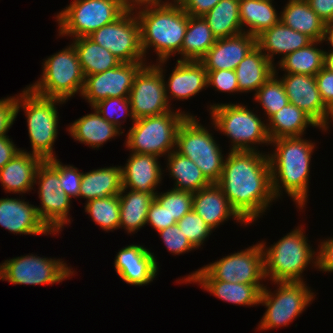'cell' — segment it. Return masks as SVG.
Returning <instances> with one entry per match:
<instances>
[{
    "instance_id": "cell-27",
    "label": "cell",
    "mask_w": 333,
    "mask_h": 333,
    "mask_svg": "<svg viewBox=\"0 0 333 333\" xmlns=\"http://www.w3.org/2000/svg\"><path fill=\"white\" fill-rule=\"evenodd\" d=\"M280 21L312 41H324L326 23L312 10L307 0H288Z\"/></svg>"
},
{
    "instance_id": "cell-7",
    "label": "cell",
    "mask_w": 333,
    "mask_h": 333,
    "mask_svg": "<svg viewBox=\"0 0 333 333\" xmlns=\"http://www.w3.org/2000/svg\"><path fill=\"white\" fill-rule=\"evenodd\" d=\"M212 125L215 130L231 139L232 151H257L254 145H270L267 124L247 106L241 104L210 105ZM254 147H253V146Z\"/></svg>"
},
{
    "instance_id": "cell-6",
    "label": "cell",
    "mask_w": 333,
    "mask_h": 333,
    "mask_svg": "<svg viewBox=\"0 0 333 333\" xmlns=\"http://www.w3.org/2000/svg\"><path fill=\"white\" fill-rule=\"evenodd\" d=\"M179 111L136 119L127 133L126 148L137 154L168 156L176 148L179 126L187 116H192Z\"/></svg>"
},
{
    "instance_id": "cell-56",
    "label": "cell",
    "mask_w": 333,
    "mask_h": 333,
    "mask_svg": "<svg viewBox=\"0 0 333 333\" xmlns=\"http://www.w3.org/2000/svg\"><path fill=\"white\" fill-rule=\"evenodd\" d=\"M324 41L330 43L331 49H333V22L326 24V34Z\"/></svg>"
},
{
    "instance_id": "cell-22",
    "label": "cell",
    "mask_w": 333,
    "mask_h": 333,
    "mask_svg": "<svg viewBox=\"0 0 333 333\" xmlns=\"http://www.w3.org/2000/svg\"><path fill=\"white\" fill-rule=\"evenodd\" d=\"M158 156L131 153L122 168V188L156 195V187L162 181V169Z\"/></svg>"
},
{
    "instance_id": "cell-44",
    "label": "cell",
    "mask_w": 333,
    "mask_h": 333,
    "mask_svg": "<svg viewBox=\"0 0 333 333\" xmlns=\"http://www.w3.org/2000/svg\"><path fill=\"white\" fill-rule=\"evenodd\" d=\"M177 225L195 248H199L212 232V229L194 210L186 213L177 221Z\"/></svg>"
},
{
    "instance_id": "cell-54",
    "label": "cell",
    "mask_w": 333,
    "mask_h": 333,
    "mask_svg": "<svg viewBox=\"0 0 333 333\" xmlns=\"http://www.w3.org/2000/svg\"><path fill=\"white\" fill-rule=\"evenodd\" d=\"M21 149L17 148L9 136L0 137V169H2Z\"/></svg>"
},
{
    "instance_id": "cell-43",
    "label": "cell",
    "mask_w": 333,
    "mask_h": 333,
    "mask_svg": "<svg viewBox=\"0 0 333 333\" xmlns=\"http://www.w3.org/2000/svg\"><path fill=\"white\" fill-rule=\"evenodd\" d=\"M92 108H95L97 112L106 119L109 123L115 125L121 130L120 118L126 119V116L131 117L132 122L135 118L132 113L129 98L111 97L96 103ZM125 113V114H123ZM122 115V116H121ZM120 117V118H119Z\"/></svg>"
},
{
    "instance_id": "cell-35",
    "label": "cell",
    "mask_w": 333,
    "mask_h": 333,
    "mask_svg": "<svg viewBox=\"0 0 333 333\" xmlns=\"http://www.w3.org/2000/svg\"><path fill=\"white\" fill-rule=\"evenodd\" d=\"M74 39L72 44L76 49L84 77L102 73L121 63L109 50L95 43L89 37Z\"/></svg>"
},
{
    "instance_id": "cell-1",
    "label": "cell",
    "mask_w": 333,
    "mask_h": 333,
    "mask_svg": "<svg viewBox=\"0 0 333 333\" xmlns=\"http://www.w3.org/2000/svg\"><path fill=\"white\" fill-rule=\"evenodd\" d=\"M217 184L247 224L260 218L269 204L275 201L269 156L259 150H230Z\"/></svg>"
},
{
    "instance_id": "cell-52",
    "label": "cell",
    "mask_w": 333,
    "mask_h": 333,
    "mask_svg": "<svg viewBox=\"0 0 333 333\" xmlns=\"http://www.w3.org/2000/svg\"><path fill=\"white\" fill-rule=\"evenodd\" d=\"M220 0H179V4L190 15L194 17H203Z\"/></svg>"
},
{
    "instance_id": "cell-9",
    "label": "cell",
    "mask_w": 333,
    "mask_h": 333,
    "mask_svg": "<svg viewBox=\"0 0 333 333\" xmlns=\"http://www.w3.org/2000/svg\"><path fill=\"white\" fill-rule=\"evenodd\" d=\"M212 135L195 116H187L178 128L175 151L195 162L210 183H218L225 159Z\"/></svg>"
},
{
    "instance_id": "cell-5",
    "label": "cell",
    "mask_w": 333,
    "mask_h": 333,
    "mask_svg": "<svg viewBox=\"0 0 333 333\" xmlns=\"http://www.w3.org/2000/svg\"><path fill=\"white\" fill-rule=\"evenodd\" d=\"M66 101L46 98L35 94L29 87L17 96L16 114L23 109L26 114L32 154L43 160L55 158L53 145L58 134V111L56 105Z\"/></svg>"
},
{
    "instance_id": "cell-16",
    "label": "cell",
    "mask_w": 333,
    "mask_h": 333,
    "mask_svg": "<svg viewBox=\"0 0 333 333\" xmlns=\"http://www.w3.org/2000/svg\"><path fill=\"white\" fill-rule=\"evenodd\" d=\"M36 182L39 185L38 194L41 200V206H36L38 215L46 226L56 234L63 229L65 224L70 223L68 213L71 209V199L60 187L58 170L48 160H43L38 166L35 184H37Z\"/></svg>"
},
{
    "instance_id": "cell-40",
    "label": "cell",
    "mask_w": 333,
    "mask_h": 333,
    "mask_svg": "<svg viewBox=\"0 0 333 333\" xmlns=\"http://www.w3.org/2000/svg\"><path fill=\"white\" fill-rule=\"evenodd\" d=\"M85 212L105 231L119 229V195L96 198L85 203Z\"/></svg>"
},
{
    "instance_id": "cell-21",
    "label": "cell",
    "mask_w": 333,
    "mask_h": 333,
    "mask_svg": "<svg viewBox=\"0 0 333 333\" xmlns=\"http://www.w3.org/2000/svg\"><path fill=\"white\" fill-rule=\"evenodd\" d=\"M0 225L14 234H54L39 217L36 206L18 198L0 199Z\"/></svg>"
},
{
    "instance_id": "cell-38",
    "label": "cell",
    "mask_w": 333,
    "mask_h": 333,
    "mask_svg": "<svg viewBox=\"0 0 333 333\" xmlns=\"http://www.w3.org/2000/svg\"><path fill=\"white\" fill-rule=\"evenodd\" d=\"M167 162L169 175L175 179L174 189L195 193L211 184L195 162L175 150L167 156Z\"/></svg>"
},
{
    "instance_id": "cell-11",
    "label": "cell",
    "mask_w": 333,
    "mask_h": 333,
    "mask_svg": "<svg viewBox=\"0 0 333 333\" xmlns=\"http://www.w3.org/2000/svg\"><path fill=\"white\" fill-rule=\"evenodd\" d=\"M186 278L188 280H222L231 283L261 284L265 279L264 255L261 244L250 246L245 250L233 253L208 264Z\"/></svg>"
},
{
    "instance_id": "cell-53",
    "label": "cell",
    "mask_w": 333,
    "mask_h": 333,
    "mask_svg": "<svg viewBox=\"0 0 333 333\" xmlns=\"http://www.w3.org/2000/svg\"><path fill=\"white\" fill-rule=\"evenodd\" d=\"M307 2L326 24L333 22V0H307Z\"/></svg>"
},
{
    "instance_id": "cell-18",
    "label": "cell",
    "mask_w": 333,
    "mask_h": 333,
    "mask_svg": "<svg viewBox=\"0 0 333 333\" xmlns=\"http://www.w3.org/2000/svg\"><path fill=\"white\" fill-rule=\"evenodd\" d=\"M289 102L308 114L321 128L329 109L323 103L315 76L284 74L281 79Z\"/></svg>"
},
{
    "instance_id": "cell-48",
    "label": "cell",
    "mask_w": 333,
    "mask_h": 333,
    "mask_svg": "<svg viewBox=\"0 0 333 333\" xmlns=\"http://www.w3.org/2000/svg\"><path fill=\"white\" fill-rule=\"evenodd\" d=\"M177 221L171 217L166 208L161 206L155 199L148 208L146 224H150L157 232L175 225Z\"/></svg>"
},
{
    "instance_id": "cell-3",
    "label": "cell",
    "mask_w": 333,
    "mask_h": 333,
    "mask_svg": "<svg viewBox=\"0 0 333 333\" xmlns=\"http://www.w3.org/2000/svg\"><path fill=\"white\" fill-rule=\"evenodd\" d=\"M301 137H282L271 140L275 146L273 153H268L271 167L272 192L277 200L282 188L297 207L303 209L308 198L309 172L311 155L315 143Z\"/></svg>"
},
{
    "instance_id": "cell-10",
    "label": "cell",
    "mask_w": 333,
    "mask_h": 333,
    "mask_svg": "<svg viewBox=\"0 0 333 333\" xmlns=\"http://www.w3.org/2000/svg\"><path fill=\"white\" fill-rule=\"evenodd\" d=\"M128 8L122 0H74L56 15L59 36L88 37Z\"/></svg>"
},
{
    "instance_id": "cell-58",
    "label": "cell",
    "mask_w": 333,
    "mask_h": 333,
    "mask_svg": "<svg viewBox=\"0 0 333 333\" xmlns=\"http://www.w3.org/2000/svg\"><path fill=\"white\" fill-rule=\"evenodd\" d=\"M329 119H331L330 120V122L331 121H333V106L331 107V108H329V112H328V116H327V119H326V122L324 123V125L321 127V128H319V129H322L323 131H327L328 130V128H329Z\"/></svg>"
},
{
    "instance_id": "cell-17",
    "label": "cell",
    "mask_w": 333,
    "mask_h": 333,
    "mask_svg": "<svg viewBox=\"0 0 333 333\" xmlns=\"http://www.w3.org/2000/svg\"><path fill=\"white\" fill-rule=\"evenodd\" d=\"M146 62L120 63L102 73L85 76L81 92L91 108L111 97L128 98L134 78Z\"/></svg>"
},
{
    "instance_id": "cell-50",
    "label": "cell",
    "mask_w": 333,
    "mask_h": 333,
    "mask_svg": "<svg viewBox=\"0 0 333 333\" xmlns=\"http://www.w3.org/2000/svg\"><path fill=\"white\" fill-rule=\"evenodd\" d=\"M315 78L323 103L329 109L333 106V72L323 67Z\"/></svg>"
},
{
    "instance_id": "cell-29",
    "label": "cell",
    "mask_w": 333,
    "mask_h": 333,
    "mask_svg": "<svg viewBox=\"0 0 333 333\" xmlns=\"http://www.w3.org/2000/svg\"><path fill=\"white\" fill-rule=\"evenodd\" d=\"M274 66L256 45L235 69L239 91L256 93L275 74Z\"/></svg>"
},
{
    "instance_id": "cell-49",
    "label": "cell",
    "mask_w": 333,
    "mask_h": 333,
    "mask_svg": "<svg viewBox=\"0 0 333 333\" xmlns=\"http://www.w3.org/2000/svg\"><path fill=\"white\" fill-rule=\"evenodd\" d=\"M17 97L0 99V137L7 136L6 133L16 119Z\"/></svg>"
},
{
    "instance_id": "cell-25",
    "label": "cell",
    "mask_w": 333,
    "mask_h": 333,
    "mask_svg": "<svg viewBox=\"0 0 333 333\" xmlns=\"http://www.w3.org/2000/svg\"><path fill=\"white\" fill-rule=\"evenodd\" d=\"M43 159L37 155L20 150L2 169L0 182L7 193L30 192L35 185V175Z\"/></svg>"
},
{
    "instance_id": "cell-2",
    "label": "cell",
    "mask_w": 333,
    "mask_h": 333,
    "mask_svg": "<svg viewBox=\"0 0 333 333\" xmlns=\"http://www.w3.org/2000/svg\"><path fill=\"white\" fill-rule=\"evenodd\" d=\"M132 8L138 9L135 14L140 24L141 48L145 57L150 47L154 48L159 61H168L172 54H181L188 13L179 2H151Z\"/></svg>"
},
{
    "instance_id": "cell-47",
    "label": "cell",
    "mask_w": 333,
    "mask_h": 333,
    "mask_svg": "<svg viewBox=\"0 0 333 333\" xmlns=\"http://www.w3.org/2000/svg\"><path fill=\"white\" fill-rule=\"evenodd\" d=\"M207 81L220 92H240L235 70L207 71Z\"/></svg>"
},
{
    "instance_id": "cell-28",
    "label": "cell",
    "mask_w": 333,
    "mask_h": 333,
    "mask_svg": "<svg viewBox=\"0 0 333 333\" xmlns=\"http://www.w3.org/2000/svg\"><path fill=\"white\" fill-rule=\"evenodd\" d=\"M75 120L69 125L68 131L75 141L92 148H99L107 140L124 133L115 125L104 119L97 110Z\"/></svg>"
},
{
    "instance_id": "cell-15",
    "label": "cell",
    "mask_w": 333,
    "mask_h": 333,
    "mask_svg": "<svg viewBox=\"0 0 333 333\" xmlns=\"http://www.w3.org/2000/svg\"><path fill=\"white\" fill-rule=\"evenodd\" d=\"M165 62L166 60H162L155 65L145 64L135 76L128 97L135 120L171 111L164 86Z\"/></svg>"
},
{
    "instance_id": "cell-12",
    "label": "cell",
    "mask_w": 333,
    "mask_h": 333,
    "mask_svg": "<svg viewBox=\"0 0 333 333\" xmlns=\"http://www.w3.org/2000/svg\"><path fill=\"white\" fill-rule=\"evenodd\" d=\"M279 288L272 293L264 287L260 294L259 304L266 306L257 329L268 330L287 326L306 309L315 297L314 292L305 282H273Z\"/></svg>"
},
{
    "instance_id": "cell-24",
    "label": "cell",
    "mask_w": 333,
    "mask_h": 333,
    "mask_svg": "<svg viewBox=\"0 0 333 333\" xmlns=\"http://www.w3.org/2000/svg\"><path fill=\"white\" fill-rule=\"evenodd\" d=\"M207 82V71L200 61L177 60L168 82H164L168 103L172 97L182 101L189 99L208 87Z\"/></svg>"
},
{
    "instance_id": "cell-14",
    "label": "cell",
    "mask_w": 333,
    "mask_h": 333,
    "mask_svg": "<svg viewBox=\"0 0 333 333\" xmlns=\"http://www.w3.org/2000/svg\"><path fill=\"white\" fill-rule=\"evenodd\" d=\"M62 259L25 255L5 260L0 265V280L12 284L50 285L63 282L74 275V270Z\"/></svg>"
},
{
    "instance_id": "cell-41",
    "label": "cell",
    "mask_w": 333,
    "mask_h": 333,
    "mask_svg": "<svg viewBox=\"0 0 333 333\" xmlns=\"http://www.w3.org/2000/svg\"><path fill=\"white\" fill-rule=\"evenodd\" d=\"M277 71L278 69L275 68V74L254 94L255 102L257 101L263 106L262 108L265 110L268 119L289 103L281 78H277Z\"/></svg>"
},
{
    "instance_id": "cell-46",
    "label": "cell",
    "mask_w": 333,
    "mask_h": 333,
    "mask_svg": "<svg viewBox=\"0 0 333 333\" xmlns=\"http://www.w3.org/2000/svg\"><path fill=\"white\" fill-rule=\"evenodd\" d=\"M157 233L161 236L167 250L175 255H180L195 249L177 223L175 225L168 226Z\"/></svg>"
},
{
    "instance_id": "cell-19",
    "label": "cell",
    "mask_w": 333,
    "mask_h": 333,
    "mask_svg": "<svg viewBox=\"0 0 333 333\" xmlns=\"http://www.w3.org/2000/svg\"><path fill=\"white\" fill-rule=\"evenodd\" d=\"M154 254L142 245H128L116 255L114 266L117 275L126 283L142 286L149 284L158 274Z\"/></svg>"
},
{
    "instance_id": "cell-4",
    "label": "cell",
    "mask_w": 333,
    "mask_h": 333,
    "mask_svg": "<svg viewBox=\"0 0 333 333\" xmlns=\"http://www.w3.org/2000/svg\"><path fill=\"white\" fill-rule=\"evenodd\" d=\"M302 228L298 226L268 248L264 241L260 243L266 278L273 282H303L302 273L305 268L311 262L317 267V252L308 243Z\"/></svg>"
},
{
    "instance_id": "cell-23",
    "label": "cell",
    "mask_w": 333,
    "mask_h": 333,
    "mask_svg": "<svg viewBox=\"0 0 333 333\" xmlns=\"http://www.w3.org/2000/svg\"><path fill=\"white\" fill-rule=\"evenodd\" d=\"M194 210L213 230L222 222L230 218L237 222L248 225L232 208L223 190L217 183H211L209 186L193 193Z\"/></svg>"
},
{
    "instance_id": "cell-36",
    "label": "cell",
    "mask_w": 333,
    "mask_h": 333,
    "mask_svg": "<svg viewBox=\"0 0 333 333\" xmlns=\"http://www.w3.org/2000/svg\"><path fill=\"white\" fill-rule=\"evenodd\" d=\"M217 41L203 17L188 14V25L178 60L199 61Z\"/></svg>"
},
{
    "instance_id": "cell-8",
    "label": "cell",
    "mask_w": 333,
    "mask_h": 333,
    "mask_svg": "<svg viewBox=\"0 0 333 333\" xmlns=\"http://www.w3.org/2000/svg\"><path fill=\"white\" fill-rule=\"evenodd\" d=\"M43 73L36 83L29 85L35 94L68 101L82 92L84 74L73 44L45 59Z\"/></svg>"
},
{
    "instance_id": "cell-13",
    "label": "cell",
    "mask_w": 333,
    "mask_h": 333,
    "mask_svg": "<svg viewBox=\"0 0 333 333\" xmlns=\"http://www.w3.org/2000/svg\"><path fill=\"white\" fill-rule=\"evenodd\" d=\"M133 11V8H128L114 22L102 26L88 36L95 43L109 50L122 63L146 60L141 48L139 20Z\"/></svg>"
},
{
    "instance_id": "cell-32",
    "label": "cell",
    "mask_w": 333,
    "mask_h": 333,
    "mask_svg": "<svg viewBox=\"0 0 333 333\" xmlns=\"http://www.w3.org/2000/svg\"><path fill=\"white\" fill-rule=\"evenodd\" d=\"M273 0H239L242 30L257 38L264 31L280 22ZM249 27L245 29L243 27ZM246 30V31H245Z\"/></svg>"
},
{
    "instance_id": "cell-59",
    "label": "cell",
    "mask_w": 333,
    "mask_h": 333,
    "mask_svg": "<svg viewBox=\"0 0 333 333\" xmlns=\"http://www.w3.org/2000/svg\"><path fill=\"white\" fill-rule=\"evenodd\" d=\"M160 1H162V0H151V2H160ZM172 1L178 2L179 0H172Z\"/></svg>"
},
{
    "instance_id": "cell-34",
    "label": "cell",
    "mask_w": 333,
    "mask_h": 333,
    "mask_svg": "<svg viewBox=\"0 0 333 333\" xmlns=\"http://www.w3.org/2000/svg\"><path fill=\"white\" fill-rule=\"evenodd\" d=\"M155 195L122 188L119 193L120 221L119 228L128 233H135L146 225L148 208L154 201Z\"/></svg>"
},
{
    "instance_id": "cell-51",
    "label": "cell",
    "mask_w": 333,
    "mask_h": 333,
    "mask_svg": "<svg viewBox=\"0 0 333 333\" xmlns=\"http://www.w3.org/2000/svg\"><path fill=\"white\" fill-rule=\"evenodd\" d=\"M317 256V269L324 272H333V238L320 243Z\"/></svg>"
},
{
    "instance_id": "cell-20",
    "label": "cell",
    "mask_w": 333,
    "mask_h": 333,
    "mask_svg": "<svg viewBox=\"0 0 333 333\" xmlns=\"http://www.w3.org/2000/svg\"><path fill=\"white\" fill-rule=\"evenodd\" d=\"M256 45L257 39L244 32L217 39L199 61L206 71L235 70Z\"/></svg>"
},
{
    "instance_id": "cell-31",
    "label": "cell",
    "mask_w": 333,
    "mask_h": 333,
    "mask_svg": "<svg viewBox=\"0 0 333 333\" xmlns=\"http://www.w3.org/2000/svg\"><path fill=\"white\" fill-rule=\"evenodd\" d=\"M268 121L269 124H266L270 140L301 137L309 125L320 128L308 114L290 102L274 113Z\"/></svg>"
},
{
    "instance_id": "cell-55",
    "label": "cell",
    "mask_w": 333,
    "mask_h": 333,
    "mask_svg": "<svg viewBox=\"0 0 333 333\" xmlns=\"http://www.w3.org/2000/svg\"><path fill=\"white\" fill-rule=\"evenodd\" d=\"M324 67L333 72V49L324 52Z\"/></svg>"
},
{
    "instance_id": "cell-45",
    "label": "cell",
    "mask_w": 333,
    "mask_h": 333,
    "mask_svg": "<svg viewBox=\"0 0 333 333\" xmlns=\"http://www.w3.org/2000/svg\"><path fill=\"white\" fill-rule=\"evenodd\" d=\"M48 161L58 170L60 176V187L71 198H79L80 184L83 172L72 165H63L59 159L50 158Z\"/></svg>"
},
{
    "instance_id": "cell-39",
    "label": "cell",
    "mask_w": 333,
    "mask_h": 333,
    "mask_svg": "<svg viewBox=\"0 0 333 333\" xmlns=\"http://www.w3.org/2000/svg\"><path fill=\"white\" fill-rule=\"evenodd\" d=\"M324 41H312L306 47L300 48L278 61L279 69L285 74H302L315 76L324 67L323 49L317 45Z\"/></svg>"
},
{
    "instance_id": "cell-57",
    "label": "cell",
    "mask_w": 333,
    "mask_h": 333,
    "mask_svg": "<svg viewBox=\"0 0 333 333\" xmlns=\"http://www.w3.org/2000/svg\"><path fill=\"white\" fill-rule=\"evenodd\" d=\"M129 8L134 6L144 4V3H151V0H122Z\"/></svg>"
},
{
    "instance_id": "cell-26",
    "label": "cell",
    "mask_w": 333,
    "mask_h": 333,
    "mask_svg": "<svg viewBox=\"0 0 333 333\" xmlns=\"http://www.w3.org/2000/svg\"><path fill=\"white\" fill-rule=\"evenodd\" d=\"M256 39L257 46L272 64L274 55H282L283 59L286 55L306 47L312 42L309 37L284 25L281 21L264 31Z\"/></svg>"
},
{
    "instance_id": "cell-33",
    "label": "cell",
    "mask_w": 333,
    "mask_h": 333,
    "mask_svg": "<svg viewBox=\"0 0 333 333\" xmlns=\"http://www.w3.org/2000/svg\"><path fill=\"white\" fill-rule=\"evenodd\" d=\"M198 283L215 297L237 305H259L260 294L264 284L231 283L222 280H188Z\"/></svg>"
},
{
    "instance_id": "cell-37",
    "label": "cell",
    "mask_w": 333,
    "mask_h": 333,
    "mask_svg": "<svg viewBox=\"0 0 333 333\" xmlns=\"http://www.w3.org/2000/svg\"><path fill=\"white\" fill-rule=\"evenodd\" d=\"M216 39L243 32L239 13V0H220L204 16Z\"/></svg>"
},
{
    "instance_id": "cell-42",
    "label": "cell",
    "mask_w": 333,
    "mask_h": 333,
    "mask_svg": "<svg viewBox=\"0 0 333 333\" xmlns=\"http://www.w3.org/2000/svg\"><path fill=\"white\" fill-rule=\"evenodd\" d=\"M155 200L166 208L176 221H179L193 207V193L174 188L164 193H156Z\"/></svg>"
},
{
    "instance_id": "cell-30",
    "label": "cell",
    "mask_w": 333,
    "mask_h": 333,
    "mask_svg": "<svg viewBox=\"0 0 333 333\" xmlns=\"http://www.w3.org/2000/svg\"><path fill=\"white\" fill-rule=\"evenodd\" d=\"M122 190V168L104 167L82 174L79 197L87 201L119 195Z\"/></svg>"
}]
</instances>
